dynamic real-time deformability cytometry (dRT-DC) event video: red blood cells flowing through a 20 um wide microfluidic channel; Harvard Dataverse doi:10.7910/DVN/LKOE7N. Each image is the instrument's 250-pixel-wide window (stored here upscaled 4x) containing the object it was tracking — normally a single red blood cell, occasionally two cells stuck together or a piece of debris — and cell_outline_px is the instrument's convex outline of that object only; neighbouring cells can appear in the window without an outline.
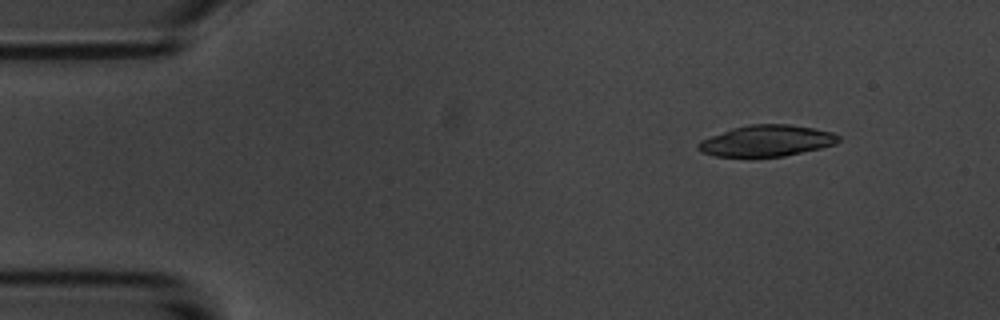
{"species": "common noctule bat (a hibernating species)", "species_latin": "Nyctalus noctula", "temperature_condition": "room temperature", "stored_images_in_passage": 12, "camera_frame_rate_fps": 3000, "um_per_image_px": 0.085, "animal": {"sex": "male", "body_mass_g": 20.1, "forearm_length_mm": 53.5}, "frame": {"image": 1, "passage_image": 2, "time_ms": 0.333, "image_size_px": [1000, 320], "cell_outline_px": [[840, 140], [836, 144], [820, 148], [784, 156], [752, 160], [716, 156], [700, 152], [696, 148], [696, 144], [700, 140], [732, 128], [748, 124], [788, 124], [812, 128], [832, 132], [840, 136]], "centroid_in_image_um": [65.09, 12.01], "position_along_channel_um": 19.9, "area_um2": 26.41}}